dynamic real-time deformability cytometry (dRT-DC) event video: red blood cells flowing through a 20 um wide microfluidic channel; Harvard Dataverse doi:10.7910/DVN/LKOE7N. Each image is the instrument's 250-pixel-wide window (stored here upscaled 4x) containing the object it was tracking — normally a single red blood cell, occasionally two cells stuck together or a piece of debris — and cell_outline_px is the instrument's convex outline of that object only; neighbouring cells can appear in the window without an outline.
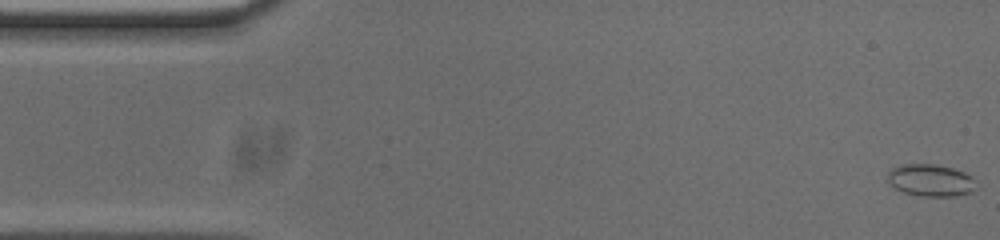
{"species": "common noctule bat (a hibernating species)", "species_latin": "Nyctalus noctula", "temperature_condition": "cold", "stored_images_in_passage": 53, "camera_frame_rate_fps": 3000, "um_per_image_px": 0.085, "animal": {"sex": "male", "body_mass_g": 20.0, "forearm_length_mm": 53.3}, "frame": {"image": 1, "passage_image": 1, "time_ms": 0.0, "image_size_px": [1000, 240], "cell_outline_px": [[972, 192], [952, 196], [920, 196], [904, 192], [888, 184], [888, 172], [892, 168], [900, 164], [936, 164], [952, 168], [964, 172], [972, 176]], "centroid_in_image_um": [79.04, 15.31], "position_along_channel_um": 6.0, "area_um2": 16.36}}
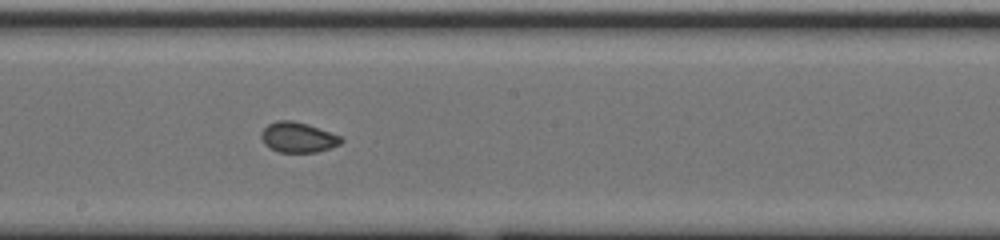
{"frame": {"image": 2, "passage_image": 28, "time_ms": 9.0, "image_size_px": [1000, 240], "cell_outline_px": [[344, 140], [340, 144], [316, 152], [280, 152], [268, 148], [264, 144], [260, 136], [260, 132], [268, 124], [276, 120], [292, 120], [308, 124], [340, 136]], "centroid_in_image_um": [25.28, 11.67], "position_along_channel_um": 222.9, "area_um2": 14.1}}
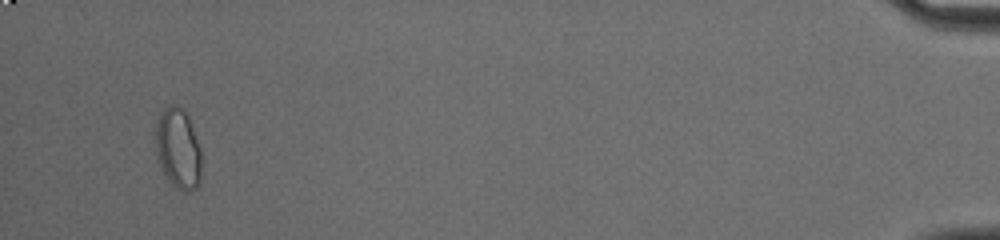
{"frame": {"image": 3, "passage_image": 51, "time_ms": 16.667, "image_size_px": [1000, 240], "cell_outline_px": [[200, 180], [196, 188], [188, 192], [184, 192], [176, 188], [172, 184], [164, 172], [160, 164], [156, 152], [152, 132], [160, 112], [168, 104], [176, 104], [184, 108], [188, 116], [200, 148]], "centroid_in_image_um": [15.09, 12.57], "position_along_channel_um": 420.1, "area_um2": 21.91}, "authors_computed_cell_mechanics": {"area_um2": 14.8546, "velocity_mm_per_s": 3.7504, "shape_relaxation_time_tau1_ms": null, "shape_relaxation_time_tau2_ms": 0.8851, "deformation_change_tau1": null, "deformation_change_tau2": 0.0346}}